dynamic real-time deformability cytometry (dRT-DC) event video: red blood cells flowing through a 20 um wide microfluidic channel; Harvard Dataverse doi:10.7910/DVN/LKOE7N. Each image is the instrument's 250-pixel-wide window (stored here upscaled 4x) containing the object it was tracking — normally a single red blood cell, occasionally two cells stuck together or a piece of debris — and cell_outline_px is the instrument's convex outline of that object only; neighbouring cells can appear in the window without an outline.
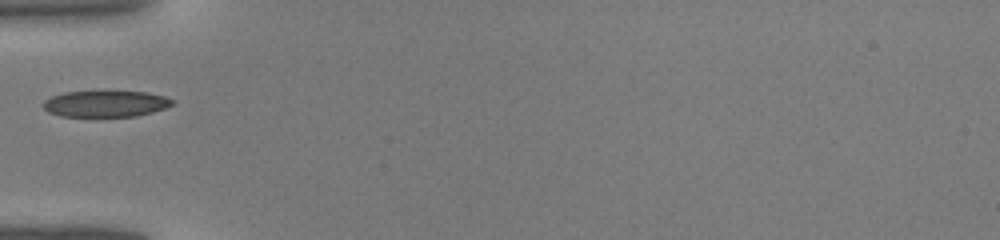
{"species": "common noctule bat (a hibernating species)", "species_latin": "Nyctalus noctula", "temperature_condition": "warm", "stored_images_in_passage": 29, "camera_frame_rate_fps": 3000, "um_per_image_px": 0.085, "animal": {"sex": "male", "body_mass_g": 19.0, "forearm_length_mm": 50.8}, "frame": {"image": 1, "passage_image": 1, "time_ms": 0.0, "image_size_px": [1000, 240], "cell_outline_px": [[176, 104], [152, 112], [136, 116], [60, 116], [48, 112], [44, 108], [44, 100], [52, 96], [64, 92], [148, 92], [164, 96], [176, 100]], "centroid_in_image_um": [9.02, 8.82], "position_along_channel_um": 76.0, "area_um2": 19.65}}
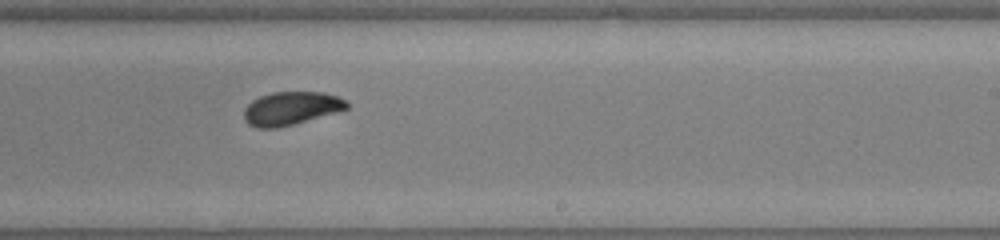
{"frame": {"image": 2, "passage_image": 13, "time_ms": 4.0, "image_size_px": [1000, 240], "cell_outline_px": [[348, 108], [340, 112], [276, 128], [260, 128], [248, 124], [244, 120], [244, 108], [252, 100], [260, 96], [272, 92], [324, 92], [336, 96], [344, 100], [348, 104]], "centroid_in_image_um": [24.73, 9.21], "position_along_channel_um": 264.3, "area_um2": 19.94}}
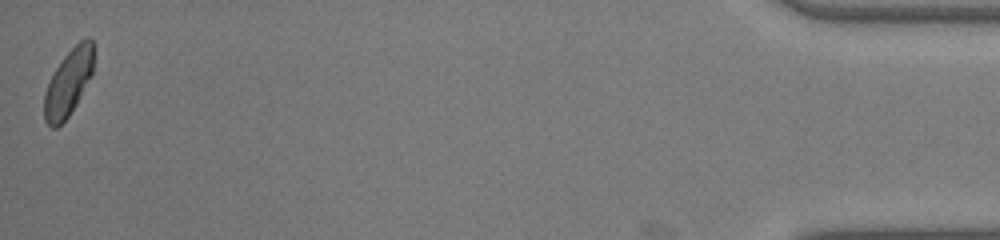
{"frame": {"image": 3, "passage_image": 29, "time_ms": 9.333, "image_size_px": [1000, 240], "cell_outline_px": [[92, 72], [76, 104], [68, 116], [56, 128], [52, 128], [44, 120], [44, 92], [56, 68], [64, 56], [80, 40], [88, 36], [92, 40]], "centroid_in_image_um": [5.78, 7.04], "position_along_channel_um": 429.4, "area_um2": 18.61}}